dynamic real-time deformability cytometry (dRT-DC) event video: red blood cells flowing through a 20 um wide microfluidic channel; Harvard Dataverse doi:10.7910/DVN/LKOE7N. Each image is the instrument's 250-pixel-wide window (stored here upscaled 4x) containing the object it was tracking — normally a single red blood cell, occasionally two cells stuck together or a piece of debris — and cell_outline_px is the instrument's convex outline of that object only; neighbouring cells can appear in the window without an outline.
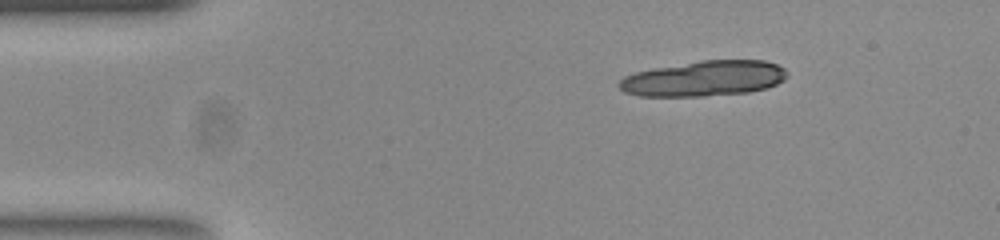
{"species": "common noctule bat (a hibernating species)", "species_latin": "Nyctalus noctula", "temperature_condition": "room temperature", "stored_images_in_passage": 10, "camera_frame_rate_fps": 3000, "um_per_image_px": 0.085, "animal": {"sex": "female", "body_mass_g": 23.0, "forearm_length_mm": 53.4}, "frame": {"image": 1, "passage_image": 2, "time_ms": 0.333, "image_size_px": [1000, 240], "cell_outline_px": [[788, 76], [784, 80], [776, 84], [764, 88], [748, 92], [704, 96], [640, 96], [624, 92], [616, 84], [624, 76], [636, 72], [652, 68], [700, 60], [764, 60], [776, 64], [784, 68], [788, 72]], "centroid_in_image_um": [59.83, 6.67], "position_along_channel_um": 25.2, "area_um2": 34.8}}